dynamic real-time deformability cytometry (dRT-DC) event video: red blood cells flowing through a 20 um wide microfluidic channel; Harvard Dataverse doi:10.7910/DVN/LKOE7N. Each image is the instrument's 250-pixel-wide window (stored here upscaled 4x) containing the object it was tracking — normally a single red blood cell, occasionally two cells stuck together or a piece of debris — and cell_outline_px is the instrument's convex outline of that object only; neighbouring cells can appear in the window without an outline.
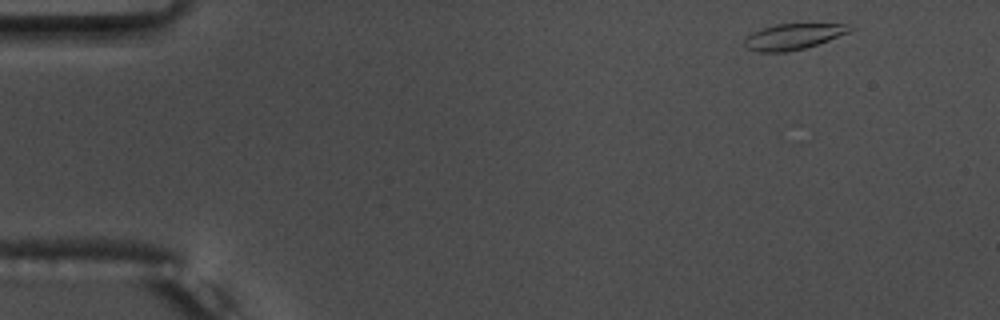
{"species": "common noctule bat (a hibernating species)", "species_latin": "Nyctalus noctula", "temperature_condition": "warm", "stored_images_in_passage": 51, "camera_frame_rate_fps": 3000, "um_per_image_px": 0.085, "animal": {"sex": "male", "body_mass_g": 17.5, "forearm_length_mm": 52.3}, "frame": {"image": 1, "passage_image": 1, "time_ms": 0.0, "image_size_px": [1000, 320], "cell_outline_px": [[856, 28], [848, 32], [828, 40], [804, 48], [784, 52], [756, 52], [744, 48], [744, 40], [752, 32], [776, 24], [844, 24]], "centroid_in_image_um": [67.37, 3.12], "position_along_channel_um": 17.6, "area_um2": 15.66}}
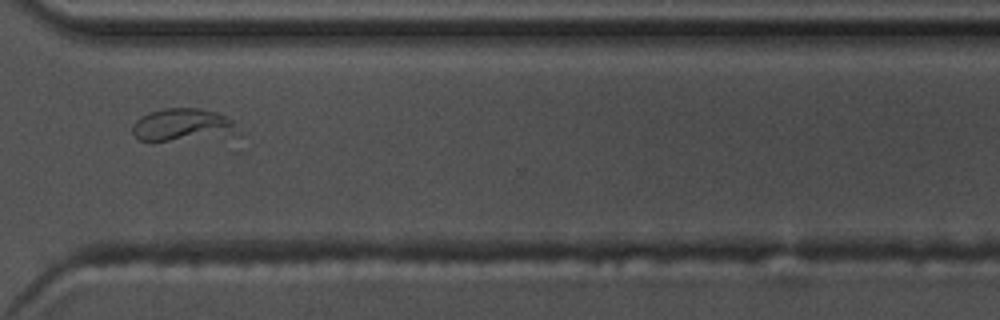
{"frame": {"image": 2, "passage_image": 37, "time_ms": 12.0, "image_size_px": [1000, 320], "cell_outline_px": [[232, 124], [168, 140], [140, 140], [132, 132], [132, 124], [140, 116], [148, 112], [164, 108], [200, 108], [216, 112], [232, 120]], "centroid_in_image_um": [15.02, 10.47], "position_along_channel_um": 355.6, "area_um2": 16.76}}
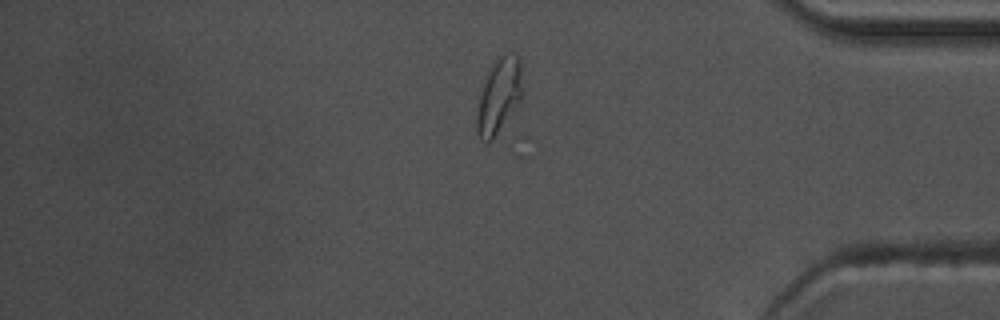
{"frame": {"image": 3, "passage_image": 42, "time_ms": 13.667, "image_size_px": [1000, 320], "cell_outline_px": [[524, 92], [520, 100], [492, 140], [488, 140], [480, 136], [476, 128], [476, 116], [480, 96], [484, 80], [488, 72], [496, 60], [508, 48], [520, 60]], "centroid_in_image_um": [42.45, 8.04], "position_along_channel_um": 392.8, "area_um2": 19.71}, "authors_computed_cell_mechanics": {"area_um2": 16.5308, "velocity_mm_per_s": 3.711, "shape_relaxation_time_tau1_ms": 7.5261, "shape_relaxation_time_tau2_ms": 1.5328, "deformation_change_tau1": 0.2047, "deformation_change_tau2": 0.0663}}